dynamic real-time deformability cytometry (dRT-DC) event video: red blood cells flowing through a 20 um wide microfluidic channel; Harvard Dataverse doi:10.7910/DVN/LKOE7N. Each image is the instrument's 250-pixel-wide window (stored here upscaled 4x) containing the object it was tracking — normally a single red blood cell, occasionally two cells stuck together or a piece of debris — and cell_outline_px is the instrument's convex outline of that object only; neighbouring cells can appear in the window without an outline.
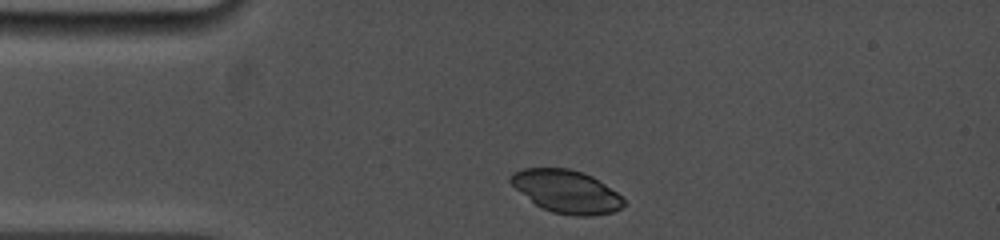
{"species": "common noctule bat (a hibernating species)", "species_latin": "Nyctalus noctula", "temperature_condition": "cold", "stored_images_in_passage": 6, "camera_frame_rate_fps": 5000, "um_per_image_px": 0.085, "animal": {"sex": "female", "body_mass_g": 19.0, "forearm_length_mm": 53.3}, "frame": {"image": 1, "passage_image": 1, "time_ms": 0.0, "image_size_px": [1000, 240], "cell_outline_px": [[624, 204], [620, 208], [612, 212], [592, 216], [576, 216], [552, 212], [540, 208], [516, 188], [508, 180], [508, 176], [512, 172], [524, 168], [568, 168], [584, 172], [592, 176], [616, 192], [624, 200]], "centroid_in_image_um": [48.12, 16.27], "position_along_channel_um": 36.9, "area_um2": 28.15}}
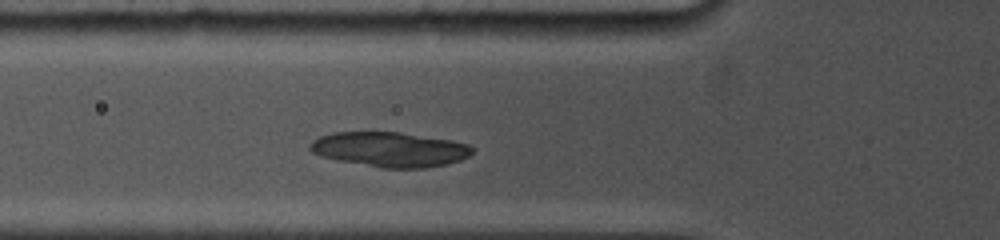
{"frame": {"image": 2, "passage_image": 5, "time_ms": 2.2, "image_size_px": [1000, 240], "cell_outline_px": [[472, 152], [468, 156], [460, 160], [448, 164], [424, 168], [380, 168], [320, 156], [312, 152], [308, 148], [308, 144], [312, 140], [320, 136], [332, 132], [400, 132], [452, 140], [468, 144], [472, 148]], "centroid_in_image_um": [33.11, 12.7], "position_along_channel_um": 92.7, "area_um2": 33.0}}